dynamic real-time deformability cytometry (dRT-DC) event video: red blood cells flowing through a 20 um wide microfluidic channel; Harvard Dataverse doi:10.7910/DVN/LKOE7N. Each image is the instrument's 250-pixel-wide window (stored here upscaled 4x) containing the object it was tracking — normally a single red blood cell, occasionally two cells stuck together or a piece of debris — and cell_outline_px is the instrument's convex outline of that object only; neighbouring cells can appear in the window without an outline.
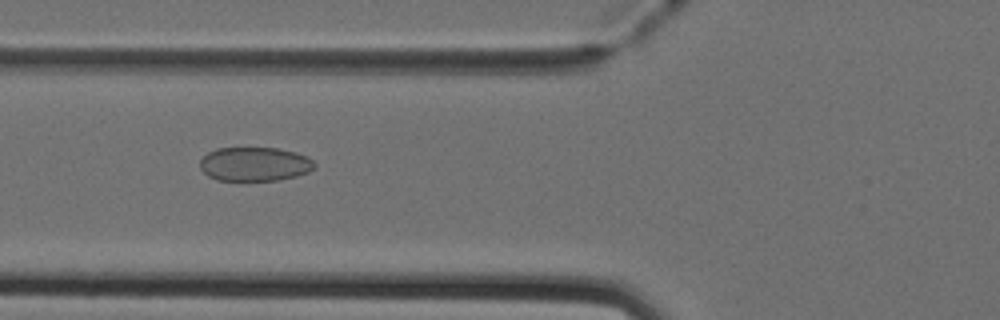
{"species": "Egyptian fruit bat (a non-hibernating species)", "species_latin": "Rousettus aegyptiacus", "temperature_condition": "cold", "stored_images_in_passage": 46, "camera_frame_rate_fps": 3000, "um_per_image_px": 0.085, "animal": {"sex": "female"}, "frame": {"image": 1, "passage_image": 15, "time_ms": 4.667, "image_size_px": [1000, 320], "cell_outline_px": [[316, 168], [308, 172], [296, 176], [276, 180], [216, 180], [208, 176], [200, 168], [200, 160], [208, 152], [216, 148], [276, 148], [296, 152], [308, 156], [316, 164]], "centroid_in_image_um": [21.66, 13.94], "position_along_channel_um": 104.1, "area_um2": 22.77}}
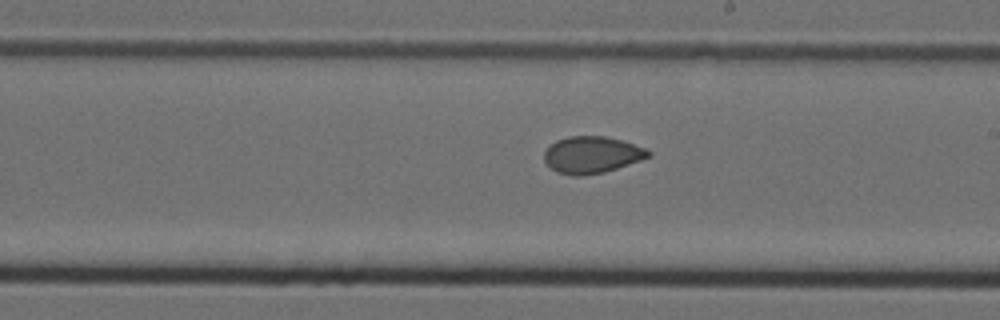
{"frame": {"image": 2, "passage_image": 25, "time_ms": 8.0, "image_size_px": [1000, 320], "cell_outline_px": [[652, 156], [604, 172], [584, 176], [572, 176], [556, 172], [544, 160], [544, 152], [556, 140], [568, 136], [604, 136], [620, 140], [644, 148], [652, 152]], "centroid_in_image_um": [50.29, 13.17], "position_along_channel_um": 238.7, "area_um2": 22.2}}
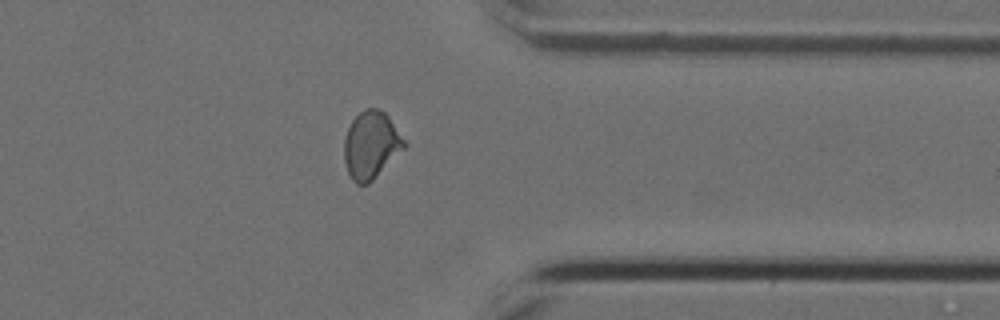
{"frame": {"image": 3, "passage_image": 36, "time_ms": 11.667, "image_size_px": [1000, 320], "cell_outline_px": [[408, 144], [368, 184], [356, 184], [352, 180], [344, 164], [344, 140], [348, 128], [352, 120], [364, 108], [376, 108], [384, 112], [388, 116]], "centroid_in_image_um": [31.52, 12.32], "position_along_channel_um": 379.9, "area_um2": 23.41}, "authors_computed_cell_mechanics": {"area_um2": 22.7443, "velocity_mm_per_s": 4.0262, "shape_relaxation_time_tau1_ms": null, "shape_relaxation_time_tau2_ms": 1.7292, "deformation_change_tau1": null, "deformation_change_tau2": 0.0444}}